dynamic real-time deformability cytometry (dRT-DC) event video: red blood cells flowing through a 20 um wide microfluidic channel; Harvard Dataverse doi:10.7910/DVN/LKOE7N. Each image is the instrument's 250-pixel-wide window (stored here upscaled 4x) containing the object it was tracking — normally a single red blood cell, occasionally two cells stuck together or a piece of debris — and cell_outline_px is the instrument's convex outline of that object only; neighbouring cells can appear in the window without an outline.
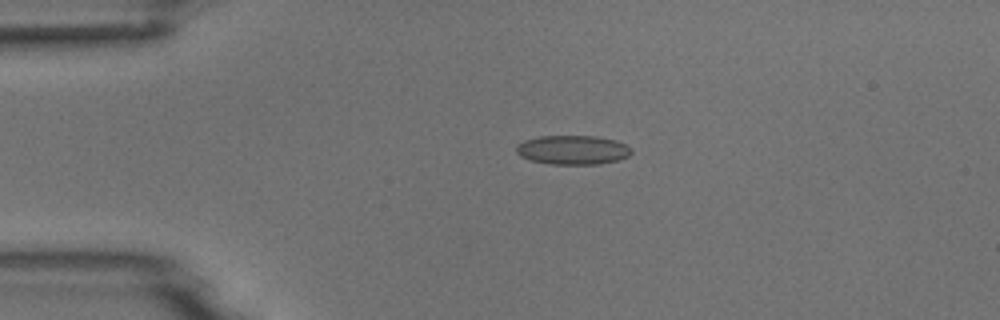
{"species": "common noctule bat (a hibernating species)", "species_latin": "Nyctalus noctula", "temperature_condition": "room temperature", "stored_images_in_passage": 3, "camera_frame_rate_fps": 3000, "um_per_image_px": 0.085, "animal": {"sex": "male", "body_mass_g": 18.8}, "frame": {"image": 1, "passage_image": 1, "time_ms": 0.0, "image_size_px": [1000, 320], "cell_outline_px": [[632, 152], [628, 156], [620, 160], [600, 164], [552, 164], [528, 160], [520, 156], [516, 152], [516, 144], [524, 140], [540, 136], [596, 136], [616, 140], [632, 148]], "centroid_in_image_um": [48.68, 12.74], "position_along_channel_um": 36.3, "area_um2": 19.77}}
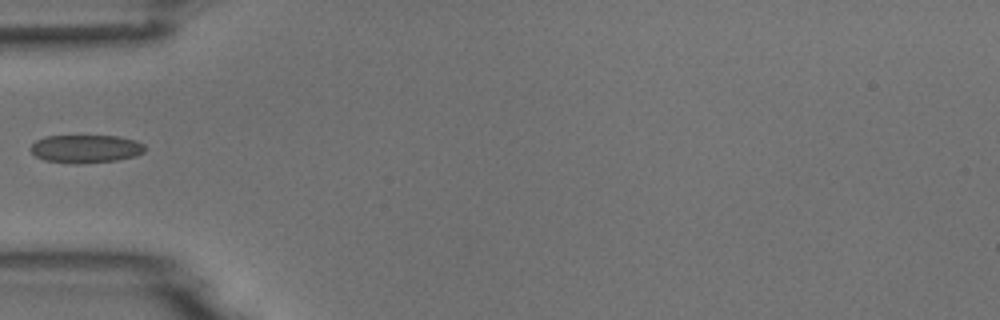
{"frame": {"image": 2, "passage_image": 3, "time_ms": 2.0, "image_size_px": [1000, 320], "cell_outline_px": [[148, 148], [144, 152], [136, 156], [116, 160], [80, 164], [72, 164], [44, 160], [36, 156], [28, 148], [36, 140], [44, 136], [120, 136], [136, 140], [144, 144]], "centroid_in_image_um": [7.31, 12.65], "position_along_channel_um": 77.7, "area_um2": 19.02}}